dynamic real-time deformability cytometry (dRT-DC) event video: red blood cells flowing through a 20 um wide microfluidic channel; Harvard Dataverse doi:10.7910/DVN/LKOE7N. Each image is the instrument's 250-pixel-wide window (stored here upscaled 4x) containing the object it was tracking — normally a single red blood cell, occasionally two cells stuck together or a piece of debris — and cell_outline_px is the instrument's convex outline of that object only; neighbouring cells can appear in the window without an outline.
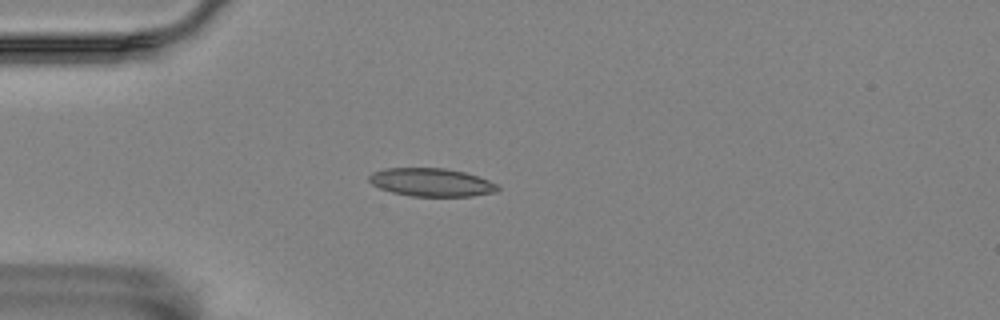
{"species": "Egyptian fruit bat (a non-hibernating species)", "species_latin": "Rousettus aegyptiacus", "temperature_condition": "room temperature", "stored_images_in_passage": 44, "camera_frame_rate_fps": 3000, "um_per_image_px": 0.085, "animal": {"sex": "female"}, "frame": {"image": 1, "passage_image": 10, "time_ms": 3.0, "image_size_px": [1000, 320], "cell_outline_px": [[500, 188], [496, 192], [472, 196], [412, 196], [392, 192], [380, 188], [372, 184], [368, 180], [368, 176], [372, 172], [384, 168], [444, 168], [464, 172], [488, 180], [496, 184]], "centroid_in_image_um": [36.64, 15.49], "position_along_channel_um": 48.4, "area_um2": 21.04}}
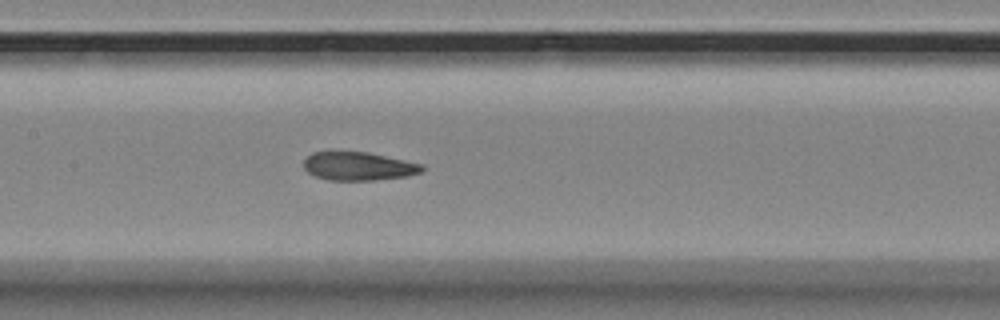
{"frame": {"image": 2, "passage_image": 22, "time_ms": 7.0, "image_size_px": [1000, 320], "cell_outline_px": [[424, 168], [420, 172], [408, 176], [376, 180], [328, 180], [316, 176], [308, 172], [304, 168], [304, 160], [312, 152], [368, 152], [424, 164]], "centroid_in_image_um": [30.49, 14.13], "position_along_channel_um": 176.9, "area_um2": 19.54}}
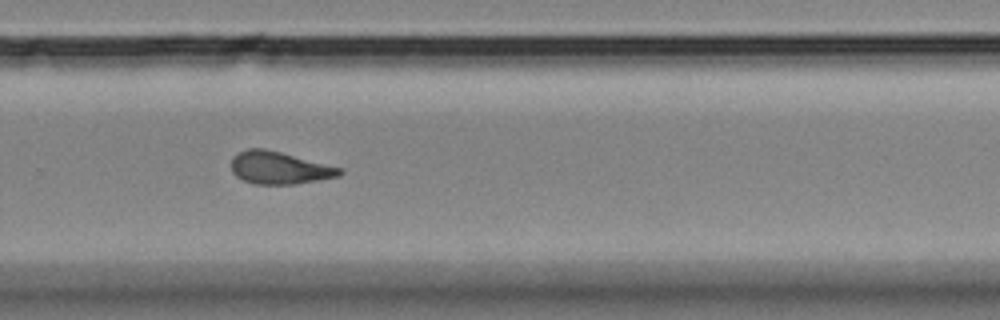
{"frame": {"image": 3, "passage_image": 33, "time_ms": 10.667, "image_size_px": [1000, 320], "cell_outline_px": [[344, 172], [340, 176], [296, 184], [256, 184], [244, 180], [236, 176], [232, 172], [232, 156], [248, 148], [264, 148], [344, 168]], "centroid_in_image_um": [23.78, 14.27], "position_along_channel_um": 306.0, "area_um2": 20.52}, "authors_computed_cell_mechanics": {"area_um2": 20.6924, "velocity_mm_per_s": 3.5303, "shape_relaxation_time_tau1_ms": null, "shape_relaxation_time_tau2_ms": 3.6883, "deformation_change_tau1": null, "deformation_change_tau2": 0.1195}}